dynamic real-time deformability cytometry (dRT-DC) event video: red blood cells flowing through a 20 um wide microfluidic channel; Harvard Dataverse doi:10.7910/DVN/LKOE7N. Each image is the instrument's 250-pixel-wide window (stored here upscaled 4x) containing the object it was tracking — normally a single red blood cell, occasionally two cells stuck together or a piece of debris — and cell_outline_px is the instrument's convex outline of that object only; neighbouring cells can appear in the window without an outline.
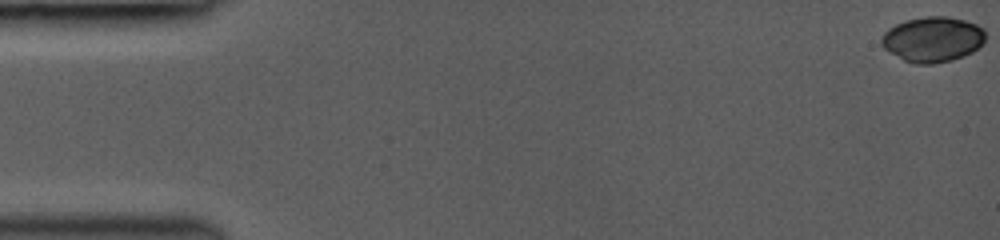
{"species": "common noctule bat (a hibernating species)", "species_latin": "Nyctalus noctula", "temperature_condition": "room temperature", "stored_images_in_passage": 34, "camera_frame_rate_fps": 3000, "um_per_image_px": 0.085, "animal": {"sex": "female", "body_mass_g": 19.0, "forearm_length_mm": 53.3}, "frame": {"image": 1, "passage_image": 1, "time_ms": 0.0, "image_size_px": [1000, 240], "cell_outline_px": [[984, 44], [972, 52], [964, 56], [952, 60], [932, 64], [916, 64], [904, 60], [884, 48], [880, 44], [880, 36], [888, 28], [896, 24], [908, 20], [928, 16], [948, 16], [964, 20], [976, 24], [984, 28]], "centroid_in_image_um": [79.28, 3.34], "position_along_channel_um": 5.7, "area_um2": 27.51}}
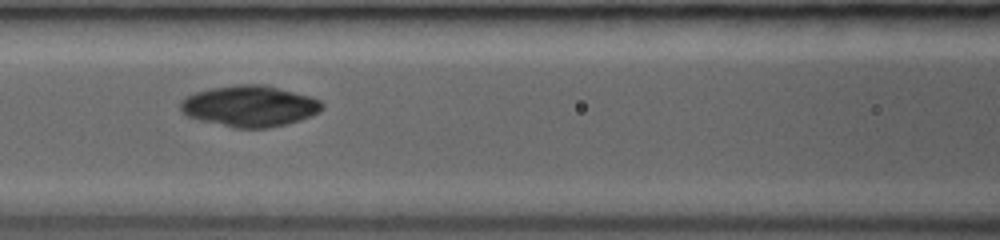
{"frame": {"image": 2, "passage_image": 28, "time_ms": 7.0, "image_size_px": [1000, 240], "cell_outline_px": [[324, 108], [320, 112], [300, 120], [288, 124], [268, 128], [232, 128], [200, 120], [188, 116], [180, 112], [180, 100], [196, 92], [208, 88], [236, 84], [264, 84], [312, 96], [320, 100], [324, 104]], "centroid_in_image_um": [21.23, 9.01], "position_along_channel_um": 145.4, "area_um2": 34.39}}
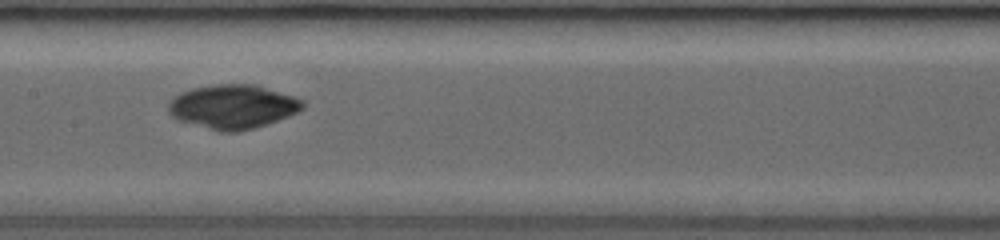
{"frame": {"image": 3, "passage_image": 33, "time_ms": 8.0, "image_size_px": [1000, 240], "cell_outline_px": [[304, 108], [288, 116], [252, 128], [236, 132], [220, 132], [176, 120], [168, 112], [168, 104], [180, 92], [192, 88], [216, 84], [256, 84], [304, 100]], "centroid_in_image_um": [19.75, 9.06], "position_along_channel_um": 187.6, "area_um2": 34.33}}